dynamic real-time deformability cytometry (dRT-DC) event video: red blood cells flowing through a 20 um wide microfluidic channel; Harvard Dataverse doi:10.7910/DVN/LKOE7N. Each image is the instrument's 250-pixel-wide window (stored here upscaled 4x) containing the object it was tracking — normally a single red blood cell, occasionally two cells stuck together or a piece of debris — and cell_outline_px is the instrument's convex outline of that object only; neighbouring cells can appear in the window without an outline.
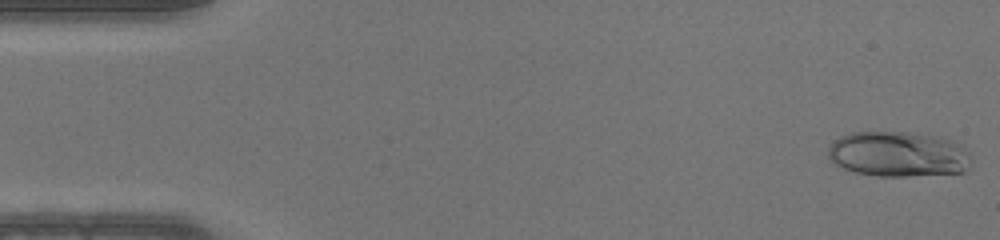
{"species": "human", "species_latin": "Homo sapiens", "temperature_condition": "warm", "stored_images_in_passage": 46, "camera_frame_rate_fps": 3000, "um_per_image_px": 0.085, "donor": {"sex": "male"}, "frame": {"image": 1, "passage_image": 1, "time_ms": 0.0, "image_size_px": [1000, 240], "cell_outline_px": [[972, 160], [968, 168], [964, 172], [908, 176], [876, 176], [856, 172], [844, 168], [836, 164], [828, 156], [828, 144], [832, 140], [840, 136], [852, 132], [908, 132], [932, 136], [952, 140], [964, 144], [972, 152]], "centroid_in_image_um": [76.4, 13.09], "position_along_channel_um": 8.6, "area_um2": 38.32}}
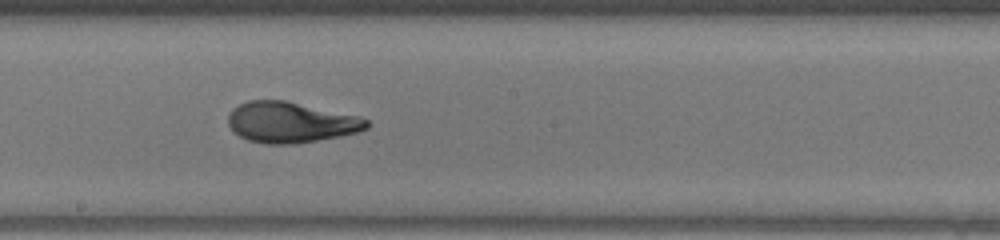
{"frame": {"image": 2, "passage_image": 25, "time_ms": 8.0, "image_size_px": [1000, 240], "cell_outline_px": [[368, 128], [360, 132], [340, 136], [296, 144], [268, 144], [248, 140], [232, 132], [228, 124], [228, 116], [232, 108], [248, 100], [284, 100], [360, 116], [368, 120]], "centroid_in_image_um": [24.7, 10.4], "position_along_channel_um": 223.5, "area_um2": 33.06}}
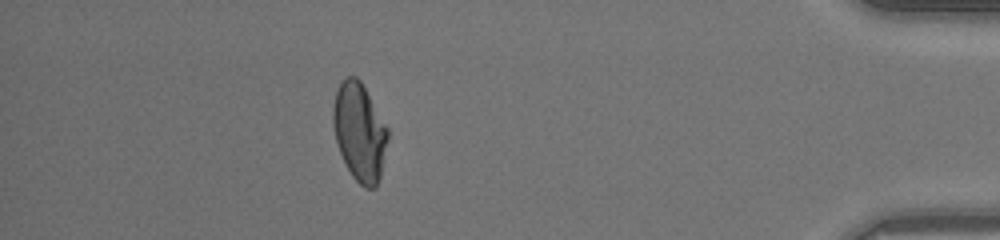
{"frame": {"image": 3, "passage_image": 41, "time_ms": 13.333, "image_size_px": [1000, 240], "cell_outline_px": [[388, 140], [380, 180], [376, 188], [364, 188], [352, 176], [340, 152], [336, 140], [332, 124], [332, 108], [336, 92], [340, 84], [348, 76], [356, 76], [360, 80], [388, 128]], "centroid_in_image_um": [30.57, 11.24], "position_along_channel_um": 404.6, "area_um2": 31.15}}